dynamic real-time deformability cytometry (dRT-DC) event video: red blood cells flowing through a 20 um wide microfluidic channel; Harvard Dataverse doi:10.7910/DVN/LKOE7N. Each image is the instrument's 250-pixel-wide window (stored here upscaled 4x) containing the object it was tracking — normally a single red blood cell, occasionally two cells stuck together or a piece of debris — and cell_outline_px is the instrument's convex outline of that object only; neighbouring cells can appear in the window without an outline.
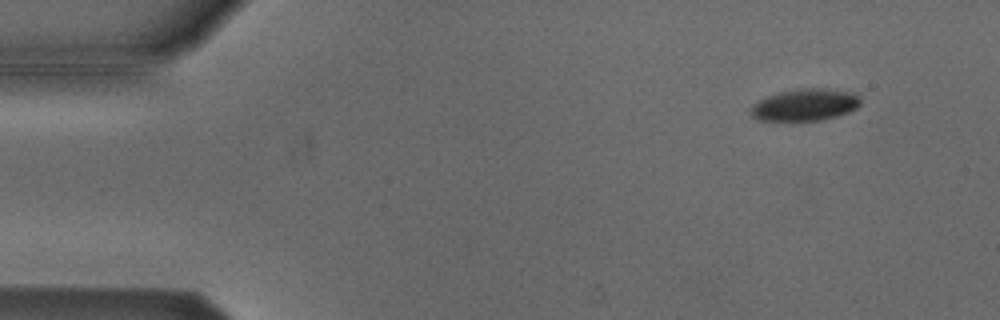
{"species": "Egyptian fruit bat (a non-hibernating species)", "species_latin": "Rousettus aegyptiacus", "temperature_condition": "cold", "stored_images_in_passage": 54, "camera_frame_rate_fps": 3000, "um_per_image_px": 0.085, "animal": {"sex": "male"}, "frame": {"image": 1, "passage_image": 5, "time_ms": 1.333, "image_size_px": [1000, 320], "cell_outline_px": [[860, 104], [856, 108], [848, 112], [836, 116], [820, 120], [760, 120], [752, 116], [748, 112], [752, 104], [768, 96], [780, 92], [804, 88], [820, 88], [856, 92], [860, 96]], "centroid_in_image_um": [68.44, 8.9], "position_along_channel_um": 16.6, "area_um2": 20.35}}
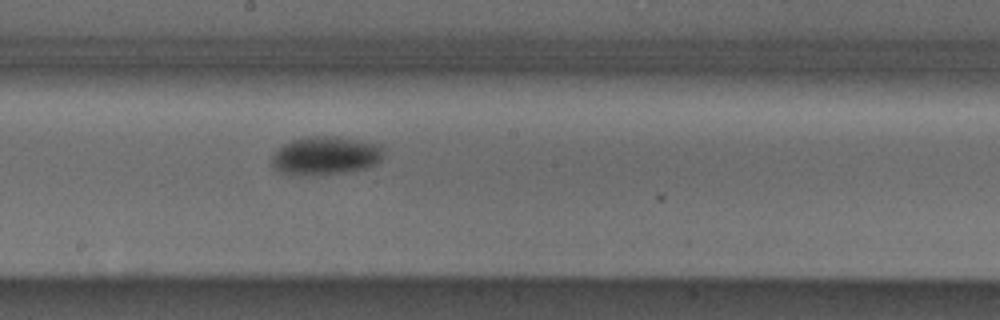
{"frame": {"image": 2, "passage_image": 29, "time_ms": 9.333, "image_size_px": [1000, 320], "cell_outline_px": [[384, 148], [380, 160], [364, 168], [344, 172], [308, 176], [304, 176], [280, 172], [272, 168], [272, 156], [284, 144], [292, 140], [308, 136], [340, 136], [384, 144]], "centroid_in_image_um": [27.68, 13.21], "position_along_channel_um": 220.5, "area_um2": 25.2}}
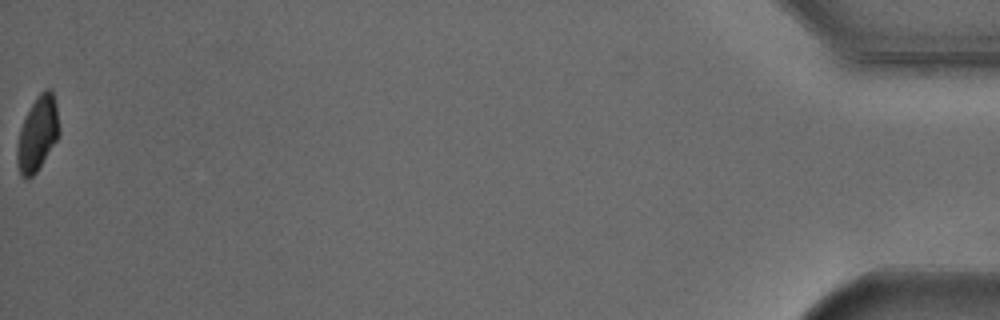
{"frame": {"image": 3, "passage_image": 54, "time_ms": 17.667, "image_size_px": [1000, 320], "cell_outline_px": [[60, 132], [56, 140], [36, 172], [28, 180], [24, 180], [20, 176], [16, 164], [16, 148], [20, 128], [36, 96], [44, 88], [52, 88], [56, 104], [60, 128]], "centroid_in_image_um": [3.18, 11.38], "position_along_channel_um": 432.0, "area_um2": 18.44}}